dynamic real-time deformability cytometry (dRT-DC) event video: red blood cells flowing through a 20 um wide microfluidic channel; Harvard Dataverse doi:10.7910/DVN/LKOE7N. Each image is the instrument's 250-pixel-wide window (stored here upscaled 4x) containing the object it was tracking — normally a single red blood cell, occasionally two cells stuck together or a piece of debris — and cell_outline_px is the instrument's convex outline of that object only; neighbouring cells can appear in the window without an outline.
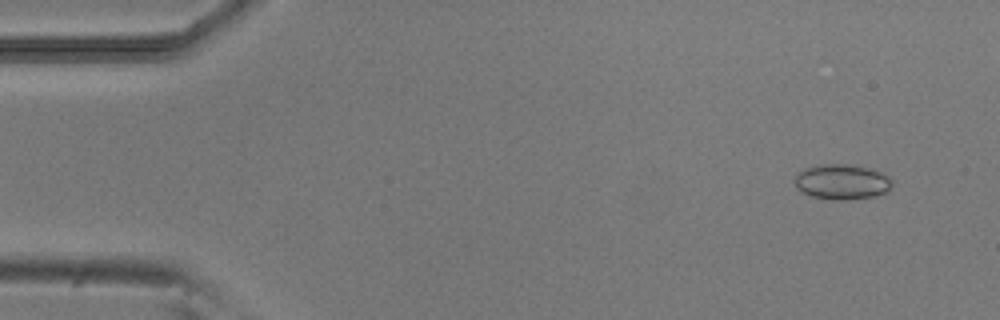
{"species": "common noctule bat (a hibernating species)", "species_latin": "Nyctalus noctula", "temperature_condition": "room temperature", "stored_images_in_passage": 52, "camera_frame_rate_fps": 3000, "um_per_image_px": 0.085, "animal": {"sex": "male", "body_mass_g": 20.5, "forearm_length_mm": 52.5}, "frame": {"image": 1, "passage_image": 4, "time_ms": 1.0, "image_size_px": [1000, 320], "cell_outline_px": [[892, 188], [888, 192], [876, 196], [844, 200], [832, 200], [812, 196], [800, 192], [796, 188], [796, 172], [804, 168], [820, 164], [852, 164], [876, 168], [888, 176], [892, 180]], "centroid_in_image_um": [71.6, 15.44], "position_along_channel_um": 13.4, "area_um2": 20.58}}
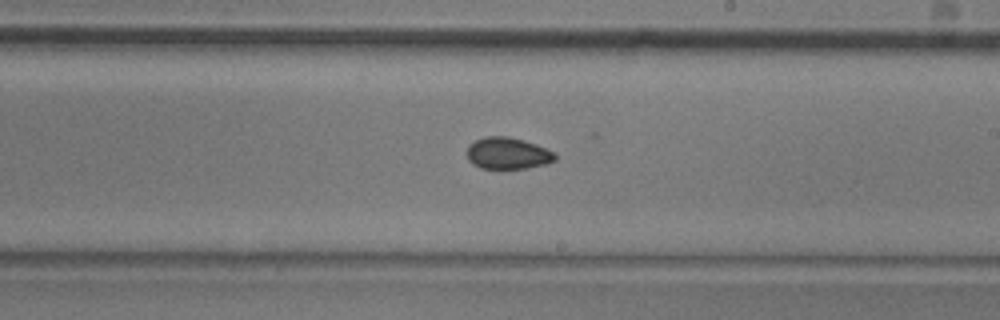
{"frame": {"image": 2, "passage_image": 30, "time_ms": 9.667, "image_size_px": [1000, 320], "cell_outline_px": [[556, 160], [548, 164], [528, 168], [480, 168], [472, 164], [468, 160], [468, 144], [484, 136], [508, 136], [536, 144], [552, 152], [556, 156]], "centroid_in_image_um": [43.14, 13.03], "position_along_channel_um": 245.9, "area_um2": 16.24}}
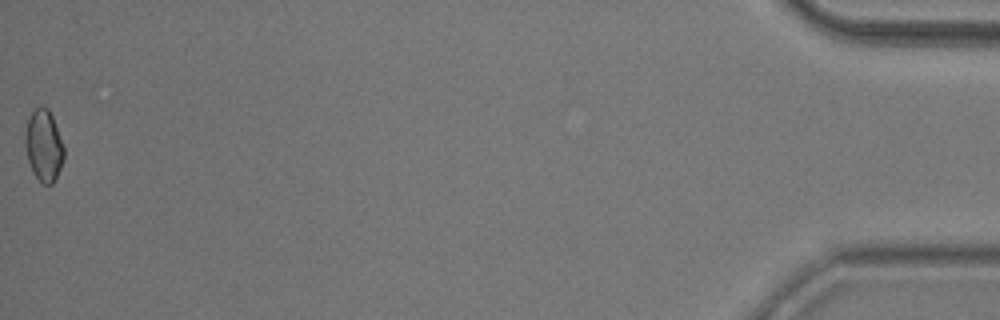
{"frame": {"image": 3, "passage_image": 52, "time_ms": 17.0, "image_size_px": [1000, 320], "cell_outline_px": [[64, 160], [52, 184], [44, 184], [32, 172], [28, 160], [24, 144], [24, 136], [28, 120], [32, 112], [40, 104], [48, 108], [52, 116], [64, 148]], "centroid_in_image_um": [3.7, 12.35], "position_along_channel_um": 431.5, "area_um2": 16.07}, "authors_computed_cell_mechanics": {"area_um2": 16.4152, "velocity_mm_per_s": 3.9031, "shape_relaxation_time_tau1_ms": null, "shape_relaxation_time_tau2_ms": 1.9576, "deformation_change_tau1": null, "deformation_change_tau2": 0.0524}}